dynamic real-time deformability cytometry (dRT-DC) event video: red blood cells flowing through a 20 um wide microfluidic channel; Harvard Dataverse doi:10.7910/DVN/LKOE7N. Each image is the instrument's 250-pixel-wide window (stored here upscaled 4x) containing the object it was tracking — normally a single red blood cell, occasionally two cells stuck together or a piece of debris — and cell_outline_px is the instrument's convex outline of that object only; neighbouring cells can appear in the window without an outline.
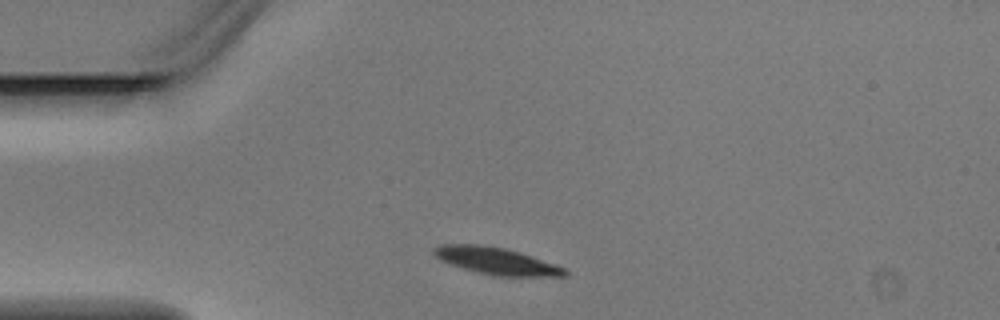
{"species": "Egyptian fruit bat (a non-hibernating species)", "species_latin": "Rousettus aegyptiacus", "temperature_condition": "warm", "stored_images_in_passage": 2, "camera_frame_rate_fps": 3000, "um_per_image_px": 0.085, "animal": {"sex": "male"}, "frame": {"image": 1, "passage_image": 1, "time_ms": 0.0, "image_size_px": [1000, 320], "cell_outline_px": [[568, 276], [492, 276], [476, 272], [440, 260], [432, 252], [432, 248], [440, 244], [484, 244], [504, 248], [520, 252], [568, 268]], "centroid_in_image_um": [42.22, 22.17], "position_along_channel_um": 42.8, "area_um2": 20.81}}
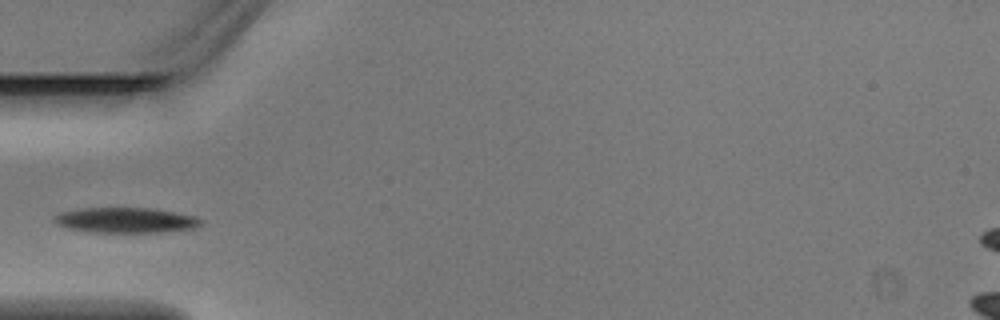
{"frame": {"image": 2, "passage_image": 2, "time_ms": 0.333, "image_size_px": [1000, 320], "cell_outline_px": [[204, 224], [192, 228], [164, 232], [88, 232], [68, 228], [56, 224], [52, 216], [64, 212], [80, 208], [148, 208], [172, 212], [192, 216], [204, 220]], "centroid_in_image_um": [10.67, 18.72], "position_along_channel_um": 74.3, "area_um2": 21.44}}